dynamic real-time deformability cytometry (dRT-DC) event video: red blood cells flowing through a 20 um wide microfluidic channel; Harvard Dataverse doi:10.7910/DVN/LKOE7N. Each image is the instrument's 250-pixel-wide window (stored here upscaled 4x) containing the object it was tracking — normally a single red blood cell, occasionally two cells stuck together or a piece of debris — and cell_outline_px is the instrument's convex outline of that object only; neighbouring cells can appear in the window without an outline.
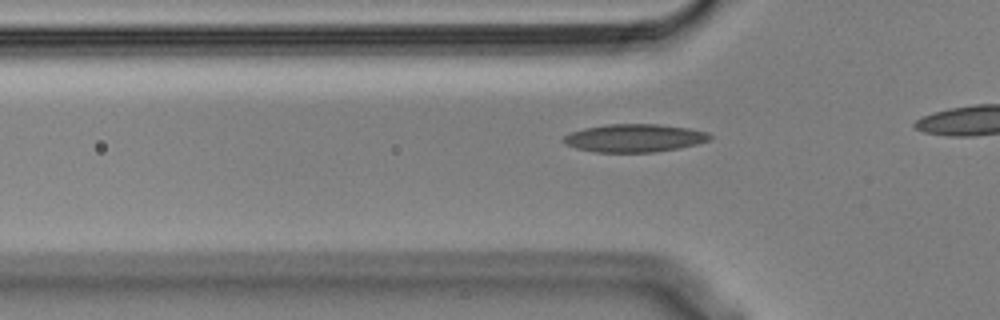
{"species": "Egyptian fruit bat (a non-hibernating species)", "species_latin": "Rousettus aegyptiacus", "temperature_condition": "cold", "stored_images_in_passage": 19, "camera_frame_rate_fps": 3000, "um_per_image_px": 0.085, "animal": {"sex": "male"}, "frame": {"image": 1, "passage_image": 13, "time_ms": 4.0, "image_size_px": [1000, 320], "cell_outline_px": [[712, 136], [708, 140], [696, 144], [680, 148], [656, 152], [596, 152], [576, 148], [564, 144], [560, 140], [564, 136], [572, 132], [584, 128], [608, 124], [656, 124], [688, 128], [708, 132]], "centroid_in_image_um": [53.9, 11.74], "position_along_channel_um": 71.9, "area_um2": 23.87}}
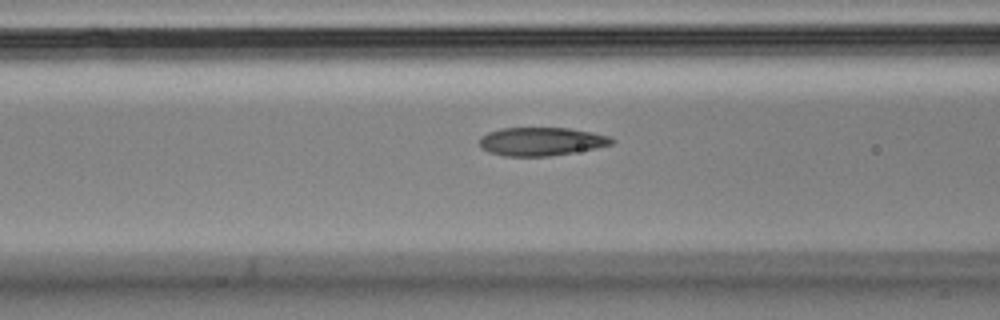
{"frame": {"image": 2, "passage_image": 17, "time_ms": 5.333, "image_size_px": [1000, 320], "cell_outline_px": [[616, 140], [612, 144], [596, 148], [548, 156], [504, 156], [488, 152], [480, 148], [480, 136], [488, 132], [500, 128], [568, 128], [592, 132], [608, 136]], "centroid_in_image_um": [45.97, 12.02], "position_along_channel_um": 120.6, "area_um2": 21.85}}